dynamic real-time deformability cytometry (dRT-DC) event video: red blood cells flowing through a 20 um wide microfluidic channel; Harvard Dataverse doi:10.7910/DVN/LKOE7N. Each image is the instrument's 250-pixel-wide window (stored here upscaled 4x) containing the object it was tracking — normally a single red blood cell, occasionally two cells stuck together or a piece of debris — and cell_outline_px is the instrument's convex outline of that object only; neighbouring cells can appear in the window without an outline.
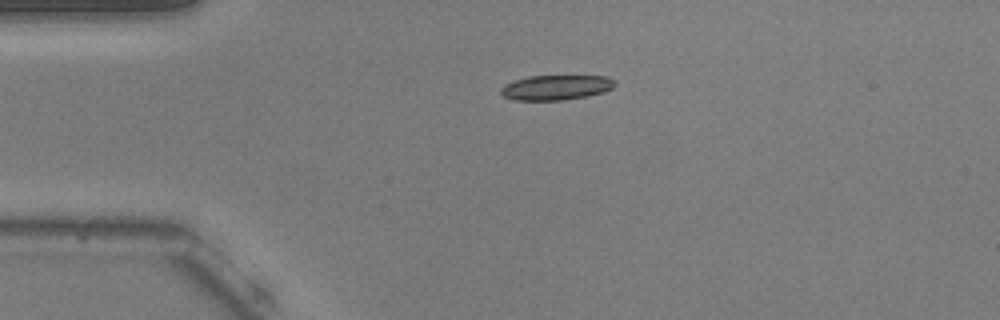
{"species": "common noctule bat (a hibernating species)", "species_latin": "Nyctalus noctula", "temperature_condition": "warm", "stored_images_in_passage": 42, "camera_frame_rate_fps": 3000, "um_per_image_px": 0.085, "animal": {"sex": "male", "body_mass_g": 20.5, "forearm_length_mm": 52.5}, "frame": {"image": 1, "passage_image": 1, "time_ms": 0.0, "image_size_px": [1000, 320], "cell_outline_px": [[616, 84], [612, 88], [604, 92], [588, 96], [564, 100], [512, 100], [500, 96], [500, 88], [504, 84], [528, 76], [608, 76]], "centroid_in_image_um": [47.22, 7.44], "position_along_channel_um": 37.8, "area_um2": 16.7}}
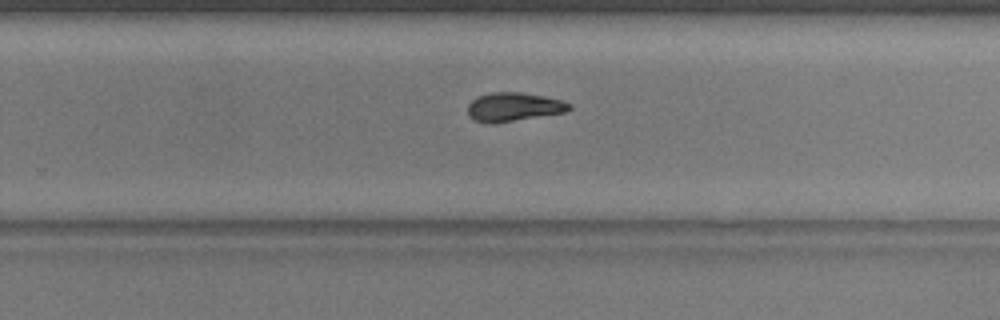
{"frame": {"image": 2, "passage_image": 23, "time_ms": 7.333, "image_size_px": [1000, 320], "cell_outline_px": [[572, 108], [564, 112], [496, 124], [488, 124], [472, 120], [468, 116], [468, 104], [476, 96], [492, 92], [520, 92], [544, 96], [560, 100], [572, 104]], "centroid_in_image_um": [43.61, 9.1], "position_along_channel_um": 286.2, "area_um2": 17.28}}
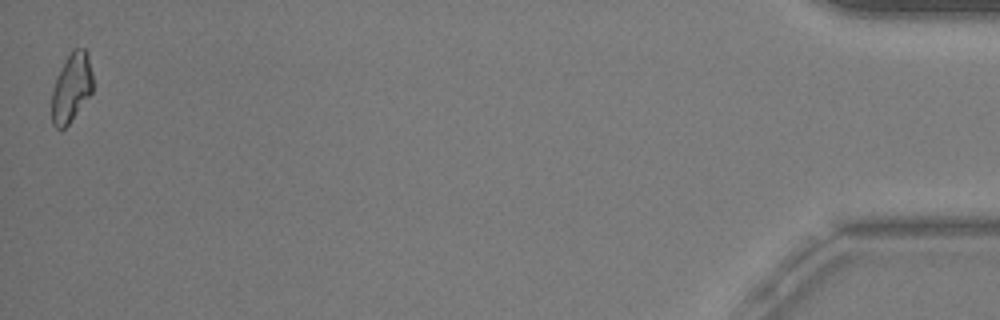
{"frame": {"image": 3, "passage_image": 42, "time_ms": 13.667, "image_size_px": [1000, 320], "cell_outline_px": [[92, 92], [68, 124], [64, 128], [56, 128], [52, 124], [52, 92], [56, 80], [72, 48], [88, 48], [92, 72]], "centroid_in_image_um": [6.1, 7.41], "position_along_channel_um": 429.1, "area_um2": 16.24}, "authors_computed_cell_mechanics": {"area_um2": 17.2533, "velocity_mm_per_s": 3.7847, "shape_relaxation_time_tau1_ms": 8.4971, "shape_relaxation_time_tau2_ms": 7.5214, "deformation_change_tau1": 0.2378, "deformation_change_tau2": 0.1428}}